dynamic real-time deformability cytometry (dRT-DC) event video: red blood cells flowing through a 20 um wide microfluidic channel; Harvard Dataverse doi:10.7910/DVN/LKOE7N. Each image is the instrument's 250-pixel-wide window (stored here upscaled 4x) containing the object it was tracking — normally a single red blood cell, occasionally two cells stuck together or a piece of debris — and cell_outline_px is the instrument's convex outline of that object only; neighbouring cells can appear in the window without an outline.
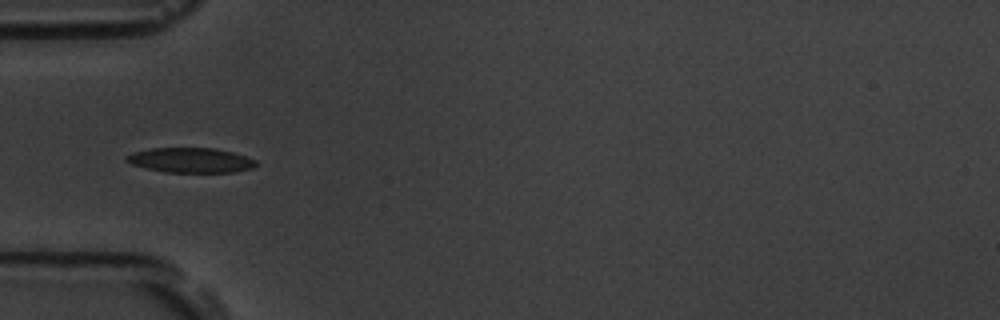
{"species": "common noctule bat (a hibernating species)", "species_latin": "Nyctalus noctula", "temperature_condition": "room temperature", "stored_images_in_passage": 39, "camera_frame_rate_fps": 3000, "um_per_image_px": 0.085, "animal": {"sex": "male", "body_mass_g": 19.5, "forearm_length_mm": 54.6}, "frame": {"image": 1, "passage_image": 1, "time_ms": 0.0, "image_size_px": [1000, 320], "cell_outline_px": [[256, 164], [252, 168], [236, 172], [164, 172], [132, 164], [124, 160], [124, 156], [132, 152], [152, 148], [216, 148], [232, 152], [256, 160]], "centroid_in_image_um": [16.18, 13.61], "position_along_channel_um": 68.8, "area_um2": 18.73}}
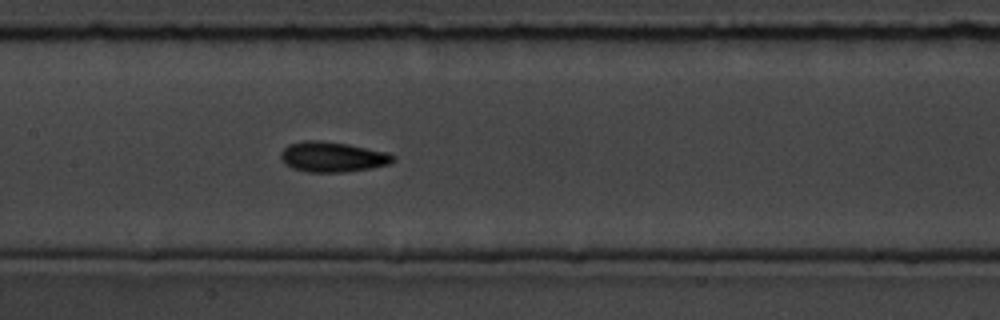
{"frame": {"image": 2, "passage_image": 10, "time_ms": 3.0, "image_size_px": [1000, 320], "cell_outline_px": [[396, 160], [388, 164], [372, 168], [344, 172], [308, 172], [292, 168], [284, 164], [280, 160], [280, 152], [288, 144], [304, 140], [320, 140], [348, 144], [388, 152], [396, 156]], "centroid_in_image_um": [28.25, 13.33], "position_along_channel_um": 179.2, "area_um2": 20.06}}
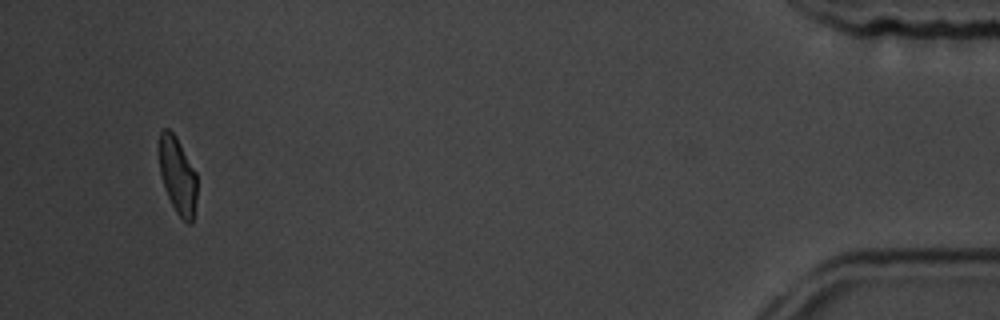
{"frame": {"image": 3, "passage_image": 36, "time_ms": 11.667, "image_size_px": [1000, 320], "cell_outline_px": [[196, 200], [192, 220], [188, 224], [176, 212], [168, 196], [160, 172], [160, 132], [164, 128], [168, 128], [176, 136], [196, 172]], "centroid_in_image_um": [15.11, 14.9], "position_along_channel_um": 420.1, "area_um2": 16.47}, "authors_computed_cell_mechanics": {"area_um2": 18.7272, "velocity_mm_per_s": 3.6813, "shape_relaxation_time_tau1_ms": 7.1583, "shape_relaxation_time_tau2_ms": 2.7054, "deformation_change_tau1": 0.173, "deformation_change_tau2": 0.0794}}